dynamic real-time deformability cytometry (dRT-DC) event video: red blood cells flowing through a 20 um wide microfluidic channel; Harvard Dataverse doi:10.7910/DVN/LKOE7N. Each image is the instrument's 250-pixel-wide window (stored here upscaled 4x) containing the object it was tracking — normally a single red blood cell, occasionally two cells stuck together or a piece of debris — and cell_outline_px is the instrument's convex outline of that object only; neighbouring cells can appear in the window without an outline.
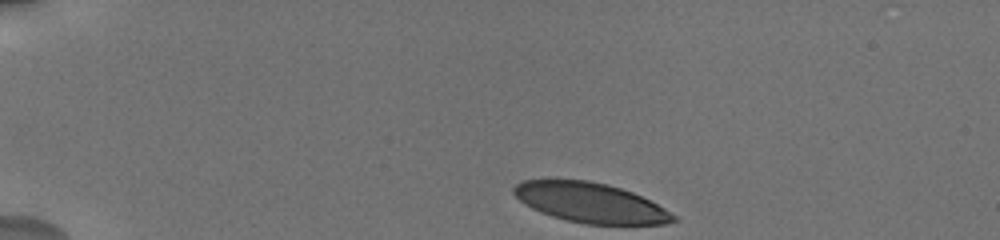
{"species": "human", "species_latin": "Homo sapiens", "temperature_condition": "cold", "stored_images_in_passage": 5, "camera_frame_rate_fps": 3000, "um_per_image_px": 0.085, "donor": {"sex": "male"}, "frame": {"image": 1, "passage_image": 1, "time_ms": 0.0, "image_size_px": [1000, 240], "cell_outline_px": [[676, 220], [668, 224], [584, 224], [552, 216], [540, 212], [524, 204], [512, 192], [512, 188], [520, 180], [588, 180], [608, 184], [632, 192], [664, 208], [676, 216]], "centroid_in_image_um": [50.16, 17.23], "position_along_channel_um": 34.8, "area_um2": 36.82}}
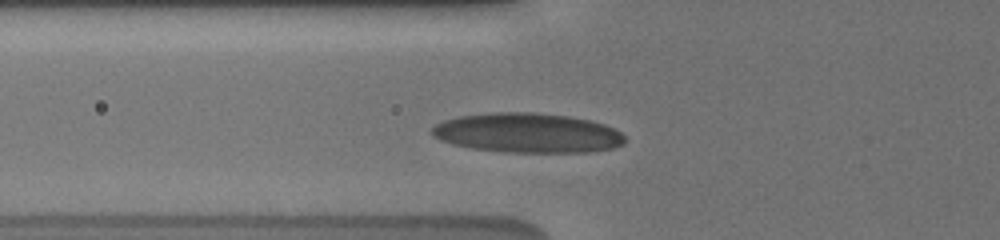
{"frame": {"image": 2, "passage_image": 5, "time_ms": 3.333, "image_size_px": [1000, 240], "cell_outline_px": [[624, 144], [612, 148], [588, 152], [508, 152], [472, 148], [452, 144], [440, 140], [432, 136], [432, 128], [436, 124], [444, 120], [460, 116], [488, 112], [532, 112], [568, 116], [592, 120], [616, 128], [624, 136]], "centroid_in_image_um": [44.85, 11.29], "position_along_channel_um": 81.0, "area_um2": 44.68}}